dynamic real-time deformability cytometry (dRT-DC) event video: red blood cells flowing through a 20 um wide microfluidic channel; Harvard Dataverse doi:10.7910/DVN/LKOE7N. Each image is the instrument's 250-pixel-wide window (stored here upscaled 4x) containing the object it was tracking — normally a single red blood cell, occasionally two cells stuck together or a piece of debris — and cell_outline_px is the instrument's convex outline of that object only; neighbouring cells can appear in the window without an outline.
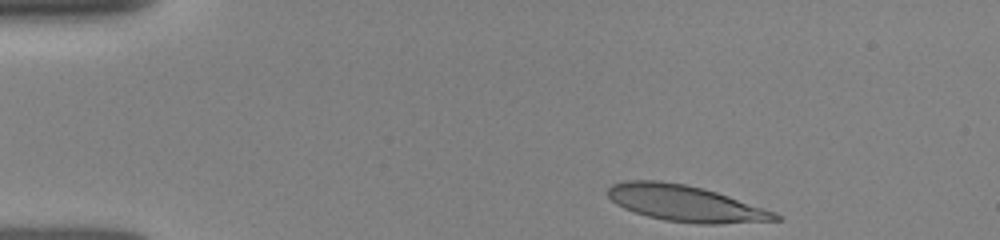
{"species": "human", "species_latin": "Homo sapiens", "temperature_condition": "room temperature", "stored_images_in_passage": 28, "camera_frame_rate_fps": 3000, "um_per_image_px": 0.085, "donor": {"sex": "female"}, "frame": {"image": 1, "passage_image": 1, "time_ms": 0.0, "image_size_px": [1000, 240], "cell_outline_px": [[784, 220], [720, 224], [700, 224], [664, 220], [648, 216], [624, 208], [616, 204], [608, 196], [608, 188], [612, 184], [624, 180], [660, 180], [688, 184], [704, 188], [776, 212], [784, 216]], "centroid_in_image_um": [58.29, 17.28], "position_along_channel_um": 26.7, "area_um2": 35.49}}
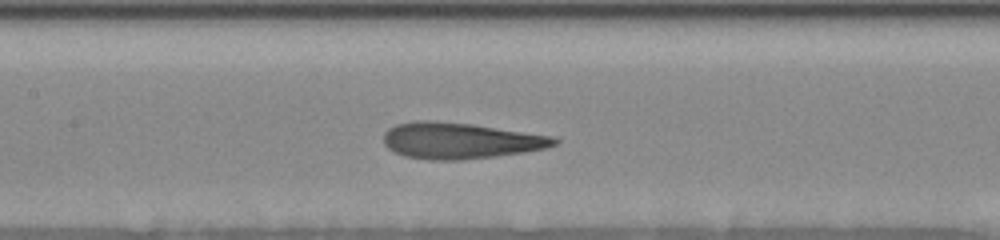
{"frame": {"image": 2, "passage_image": 16, "time_ms": 5.333, "image_size_px": [1000, 240], "cell_outline_px": [[560, 140], [556, 144], [544, 148], [524, 152], [496, 156], [460, 160], [428, 160], [404, 156], [392, 152], [384, 144], [384, 132], [388, 128], [396, 124], [416, 120], [428, 120], [472, 124], [556, 136]], "centroid_in_image_um": [39.1, 11.95], "position_along_channel_um": 168.3, "area_um2": 36.24}}
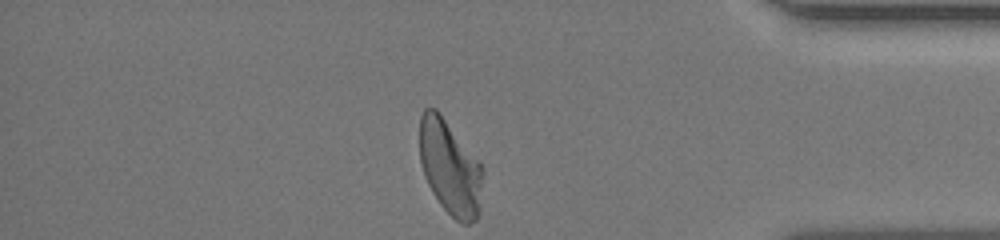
{"frame": {"image": 3, "passage_image": 28, "time_ms": 11.667, "image_size_px": [1000, 240], "cell_outline_px": [[484, 172], [480, 212], [476, 220], [472, 224], [460, 224], [440, 204], [432, 192], [424, 176], [420, 160], [420, 116], [424, 108], [436, 108], [440, 112], [484, 168]], "centroid_in_image_um": [38.27, 14.27], "position_along_channel_um": 396.9, "area_um2": 35.2}}